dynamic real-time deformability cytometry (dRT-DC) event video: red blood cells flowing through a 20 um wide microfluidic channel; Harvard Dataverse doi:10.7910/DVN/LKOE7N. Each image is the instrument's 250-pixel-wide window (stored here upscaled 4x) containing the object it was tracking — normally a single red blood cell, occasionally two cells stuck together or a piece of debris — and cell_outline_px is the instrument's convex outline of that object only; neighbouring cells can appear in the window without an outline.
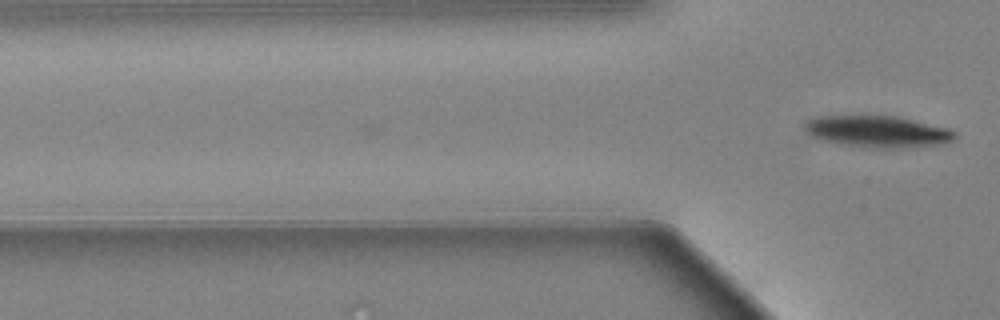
{"species": "Egyptian fruit bat (a non-hibernating species)", "species_latin": "Rousettus aegyptiacus", "temperature_condition": "warm", "stored_images_in_passage": 7, "camera_frame_rate_fps": 3000, "um_per_image_px": 0.085, "animal": {"sex": "female"}, "frame": {"image": 1, "passage_image": 7, "time_ms": 2.0, "image_size_px": [1000, 320], "cell_outline_px": [[956, 140], [944, 144], [912, 148], [868, 148], [840, 144], [824, 140], [812, 136], [804, 132], [804, 124], [808, 120], [820, 116], [892, 116], [912, 120], [948, 128], [956, 132]], "centroid_in_image_um": [74.64, 11.21], "position_along_channel_um": 51.2, "area_um2": 27.86}}